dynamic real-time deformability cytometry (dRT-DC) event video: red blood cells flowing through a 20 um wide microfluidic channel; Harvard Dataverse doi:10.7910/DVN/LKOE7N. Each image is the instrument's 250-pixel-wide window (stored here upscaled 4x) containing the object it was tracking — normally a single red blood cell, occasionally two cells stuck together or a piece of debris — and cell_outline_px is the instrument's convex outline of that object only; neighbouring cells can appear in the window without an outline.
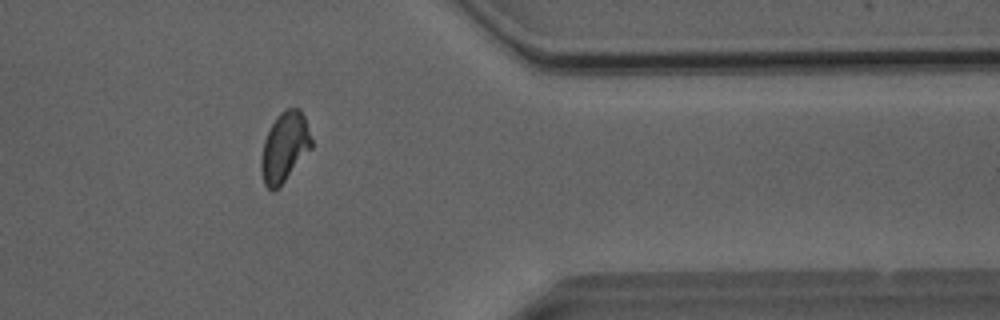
{"species": "Egyptian fruit bat (a non-hibernating species)", "species_latin": "Rousettus aegyptiacus", "temperature_condition": "room temperature", "stored_images_in_passage": 47, "camera_frame_rate_fps": 3000, "um_per_image_px": 0.085, "animal": {"sex": "male"}, "frame": {"image": 1, "passage_image": 38, "time_ms": 12.333, "image_size_px": [1000, 320], "cell_outline_px": [[312, 148], [280, 188], [272, 192], [264, 184], [260, 168], [260, 160], [264, 140], [276, 116], [284, 108], [300, 108], [304, 116], [312, 140]], "centroid_in_image_um": [24.18, 12.53], "position_along_channel_um": 387.2, "area_um2": 20.75}}
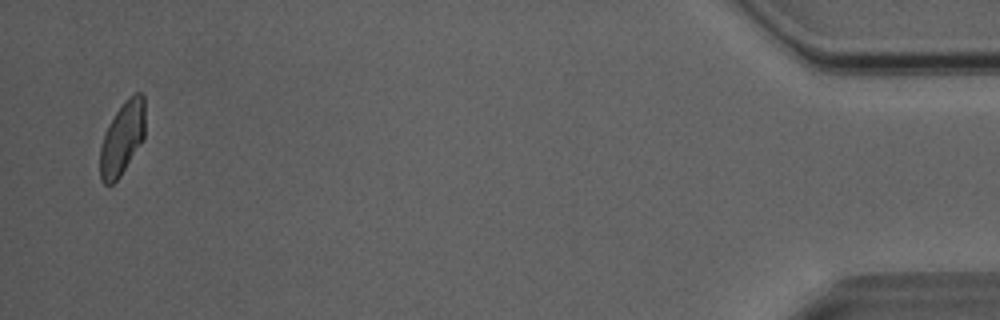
{"frame": {"image": 2, "passage_image": 46, "time_ms": 15.0, "image_size_px": [1000, 320], "cell_outline_px": [[144, 136], [120, 176], [112, 184], [104, 184], [100, 180], [100, 148], [104, 136], [116, 112], [124, 100], [128, 96], [136, 92], [140, 92], [144, 96]], "centroid_in_image_um": [10.39, 11.74], "position_along_channel_um": 424.8, "area_um2": 18.73}, "authors_computed_cell_mechanics": {"area_um2": 20.6346, "velocity_mm_per_s": 4.0517, "shape_relaxation_time_tau1_ms": 8.3453, "shape_relaxation_time_tau2_ms": 1.1287, "deformation_change_tau1": 0.166, "deformation_change_tau2": 0.0615}}